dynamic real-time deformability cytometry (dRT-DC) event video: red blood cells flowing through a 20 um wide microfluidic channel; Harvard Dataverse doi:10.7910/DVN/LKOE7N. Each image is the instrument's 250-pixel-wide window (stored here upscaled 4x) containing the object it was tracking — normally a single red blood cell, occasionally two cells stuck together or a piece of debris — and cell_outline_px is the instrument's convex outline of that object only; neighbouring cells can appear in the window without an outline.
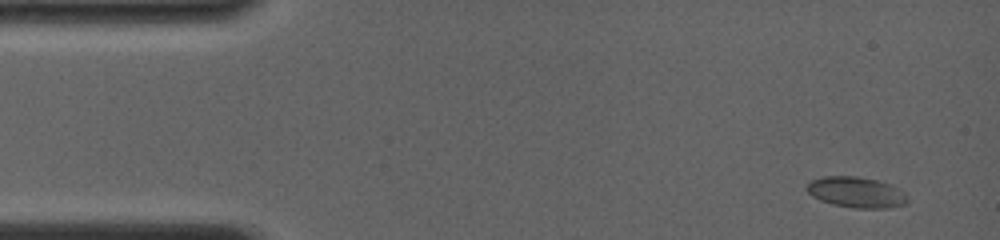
{"species": "common noctule bat (a hibernating species)", "species_latin": "Nyctalus noctula", "temperature_condition": "room temperature", "stored_images_in_passage": 36, "camera_frame_rate_fps": 4000, "um_per_image_px": 0.085, "animal": {"sex": "female", "body_mass_g": 19.0, "forearm_length_mm": 56.7}, "frame": {"image": 1, "passage_image": 1, "time_ms": 0.0, "image_size_px": [1000, 240], "cell_outline_px": [[908, 200], [904, 204], [888, 208], [856, 208], [832, 204], [820, 200], [812, 196], [804, 188], [812, 180], [824, 176], [856, 176], [876, 180], [892, 184], [900, 188], [904, 192]], "centroid_in_image_um": [72.79, 16.34], "position_along_channel_um": 12.2, "area_um2": 18.09}}
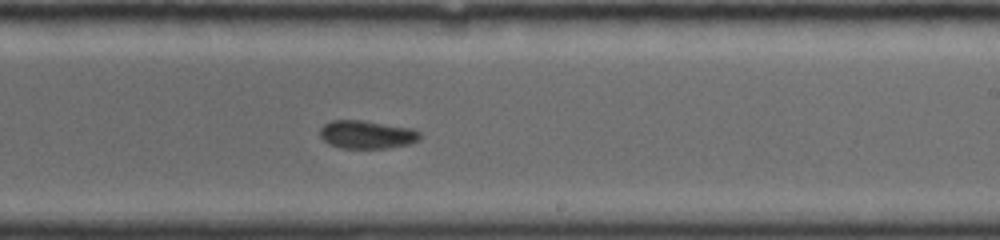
{"frame": {"image": 2, "passage_image": 20, "time_ms": 8.75, "image_size_px": [1000, 240], "cell_outline_px": [[420, 140], [412, 144], [388, 148], [340, 148], [328, 144], [320, 136], [320, 128], [324, 124], [332, 120], [360, 120], [412, 128], [420, 132]], "centroid_in_image_um": [31.19, 11.45], "position_along_channel_um": 257.8, "area_um2": 16.53}}
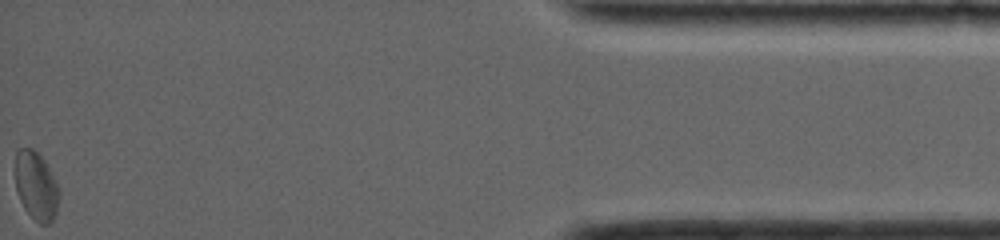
{"frame": {"image": 3, "passage_image": 36, "time_ms": 15.0, "image_size_px": [1000, 240], "cell_outline_px": [[60, 196], [56, 212], [52, 220], [48, 224], [40, 224], [24, 208], [20, 200], [16, 188], [16, 152], [20, 148], [32, 148], [44, 160], [56, 180], [60, 188]], "centroid_in_image_um": [3.1, 15.8], "position_along_channel_um": 432.1, "area_um2": 17.4}}